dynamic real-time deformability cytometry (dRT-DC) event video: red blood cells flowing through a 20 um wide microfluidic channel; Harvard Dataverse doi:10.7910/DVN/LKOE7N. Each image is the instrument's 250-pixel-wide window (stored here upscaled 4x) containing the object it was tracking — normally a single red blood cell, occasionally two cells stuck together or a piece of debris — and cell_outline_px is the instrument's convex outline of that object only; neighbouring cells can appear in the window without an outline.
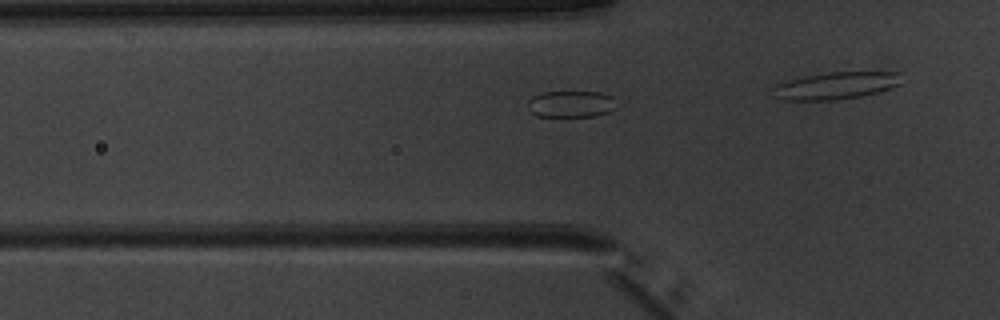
{"species": "common noctule bat (a hibernating species)", "species_latin": "Nyctalus noctula", "temperature_condition": "warm", "stored_images_in_passage": 15, "camera_frame_rate_fps": 3000, "um_per_image_px": 0.085, "animal": {"sex": "male", "body_mass_g": 20.1, "forearm_length_mm": 53.5}, "frame": {"image": 1, "passage_image": 11, "time_ms": 3.333, "image_size_px": [1000, 320], "cell_outline_px": [[616, 108], [608, 112], [596, 116], [536, 116], [528, 108], [528, 100], [532, 96], [544, 92], [600, 92], [612, 96]], "centroid_in_image_um": [48.53, 8.84], "position_along_channel_um": 77.3, "area_um2": 13.7}}